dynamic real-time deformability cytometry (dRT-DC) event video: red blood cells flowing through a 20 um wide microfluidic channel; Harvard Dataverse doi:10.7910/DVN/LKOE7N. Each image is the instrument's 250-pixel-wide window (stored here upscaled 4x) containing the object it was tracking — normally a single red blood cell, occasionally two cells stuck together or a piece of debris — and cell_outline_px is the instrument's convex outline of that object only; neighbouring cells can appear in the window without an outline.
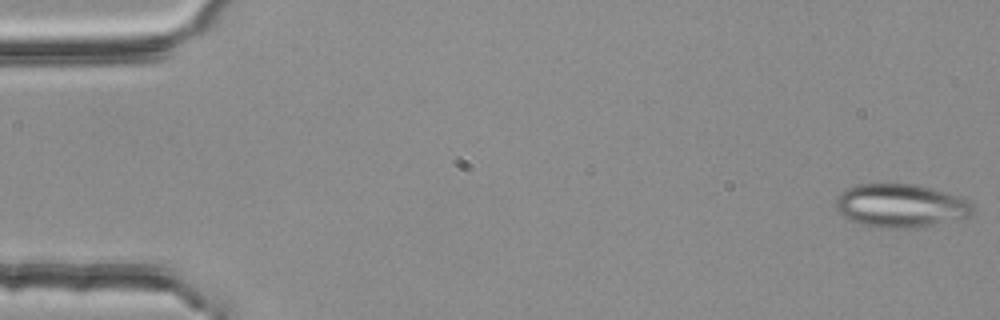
{"species": "common noctule bat (a hibernating species)", "species_latin": "Nyctalus noctula", "temperature_condition": "room temperature", "stored_images_in_passage": 53, "camera_frame_rate_fps": 3000, "um_per_image_px": 0.085, "animal": {"sex": "female", "body_mass_g": 25.1}, "frame": {"image": 1, "passage_image": 1, "time_ms": 0.0, "image_size_px": [1000, 320], "cell_outline_px": [[972, 212], [968, 216], [912, 228], [880, 228], [860, 224], [844, 216], [836, 208], [836, 196], [840, 192], [856, 184], [916, 184], [932, 188], [956, 196], [972, 204]], "centroid_in_image_um": [76.47, 17.47], "position_along_channel_um": 8.5, "area_um2": 34.04}}
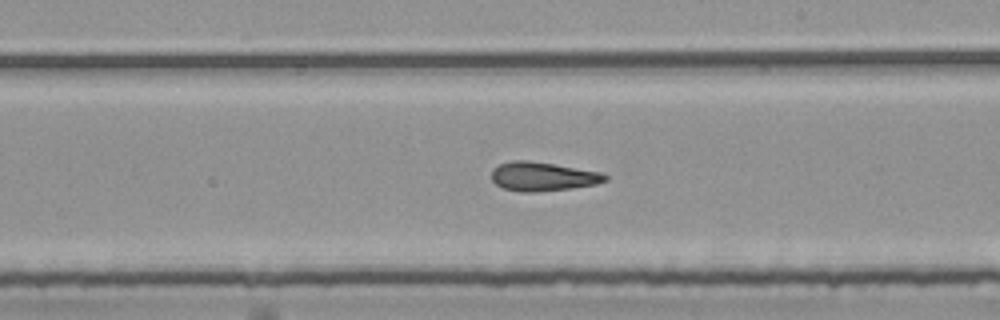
{"frame": {"image": 2, "passage_image": 31, "time_ms": 10.0, "image_size_px": [1000, 320], "cell_outline_px": [[608, 180], [596, 184], [568, 188], [536, 192], [520, 192], [504, 188], [496, 184], [492, 180], [492, 168], [500, 164], [512, 160], [528, 160], [600, 172], [608, 176]], "centroid_in_image_um": [46.1, 15.0], "position_along_channel_um": 242.9, "area_um2": 18.96}}
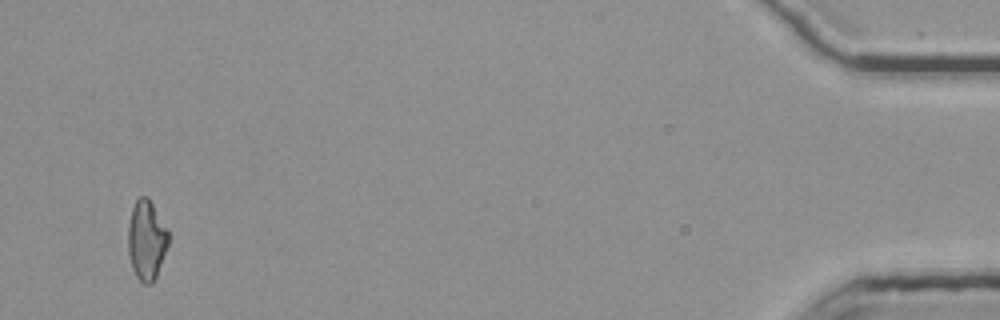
{"frame": {"image": 3, "passage_image": 52, "time_ms": 17.0, "image_size_px": [1000, 320], "cell_outline_px": [[168, 244], [156, 276], [152, 284], [144, 284], [136, 276], [132, 268], [128, 252], [128, 224], [132, 208], [136, 200], [140, 196], [148, 196], [168, 232]], "centroid_in_image_um": [12.43, 20.41], "position_along_channel_um": 422.8, "area_um2": 18.5}, "authors_computed_cell_mechanics": {"area_um2": 19.3052, "velocity_mm_per_s": 3.8122, "shape_relaxation_time_tau1_ms": null, "shape_relaxation_time_tau2_ms": 4.6405, "deformation_change_tau1": null, "deformation_change_tau2": 0.1609}}